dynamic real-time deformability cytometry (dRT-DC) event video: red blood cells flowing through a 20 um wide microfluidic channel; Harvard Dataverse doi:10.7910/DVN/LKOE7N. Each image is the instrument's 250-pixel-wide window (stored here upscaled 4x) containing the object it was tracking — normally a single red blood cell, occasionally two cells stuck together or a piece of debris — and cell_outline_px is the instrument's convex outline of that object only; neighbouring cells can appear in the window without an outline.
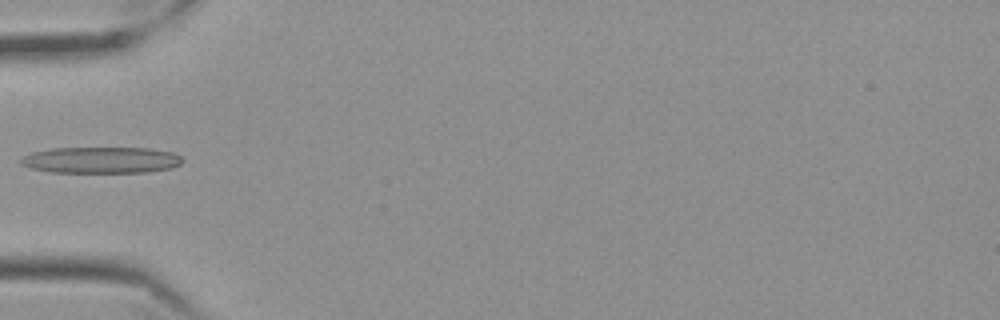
{"species": "Egyptian fruit bat (a non-hibernating species)", "species_latin": "Rousettus aegyptiacus", "temperature_condition": "cold", "stored_images_in_passage": 39, "camera_frame_rate_fps": 3000, "um_per_image_px": 0.085, "frame": {"image": 1, "passage_image": 1, "time_ms": 0.0, "image_size_px": [1000, 320], "cell_outline_px": [[184, 160], [180, 164], [172, 168], [148, 172], [48, 172], [28, 168], [20, 164], [20, 156], [32, 152], [52, 148], [152, 148], [172, 152], [180, 156]], "centroid_in_image_um": [8.56, 13.6], "position_along_channel_um": 76.4, "area_um2": 25.09}}
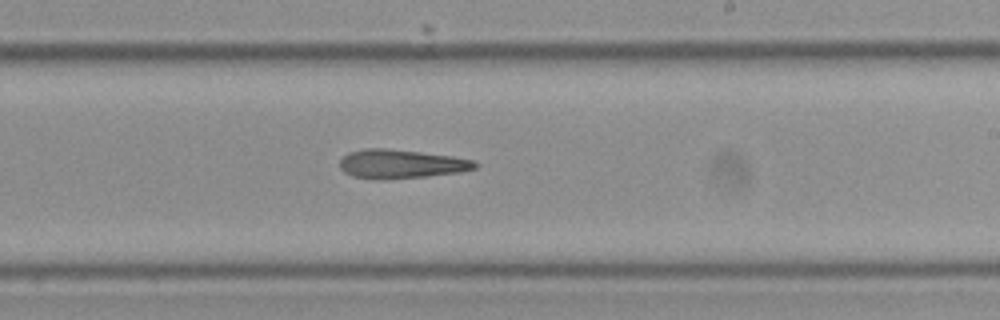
{"frame": {"image": 2, "passage_image": 16, "time_ms": 5.0, "image_size_px": [1000, 320], "cell_outline_px": [[476, 168], [460, 172], [428, 176], [384, 180], [352, 176], [344, 172], [340, 168], [340, 160], [348, 152], [364, 148], [384, 148], [420, 152], [452, 156], [476, 160]], "centroid_in_image_um": [34.08, 13.94], "position_along_channel_um": 254.9, "area_um2": 22.83}}
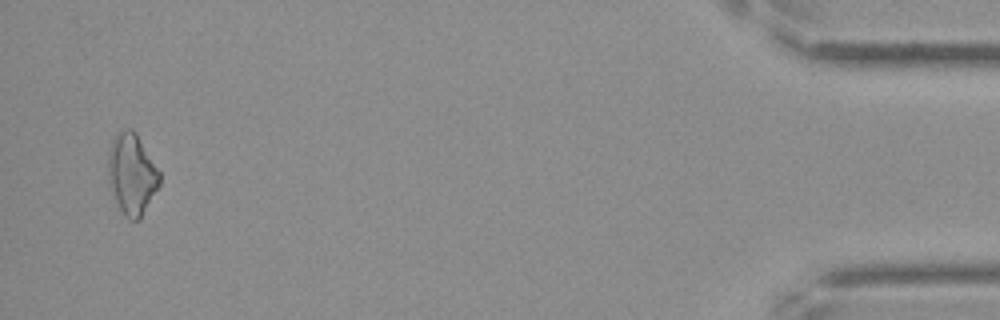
{"frame": {"image": 3, "passage_image": 37, "time_ms": 12.0, "image_size_px": [1000, 320], "cell_outline_px": [[160, 184], [140, 220], [128, 220], [124, 216], [116, 200], [108, 180], [108, 156], [112, 140], [124, 128], [132, 128], [136, 132], [160, 172]], "centroid_in_image_um": [11.22, 14.8], "position_along_channel_um": 424.0, "area_um2": 24.16}}